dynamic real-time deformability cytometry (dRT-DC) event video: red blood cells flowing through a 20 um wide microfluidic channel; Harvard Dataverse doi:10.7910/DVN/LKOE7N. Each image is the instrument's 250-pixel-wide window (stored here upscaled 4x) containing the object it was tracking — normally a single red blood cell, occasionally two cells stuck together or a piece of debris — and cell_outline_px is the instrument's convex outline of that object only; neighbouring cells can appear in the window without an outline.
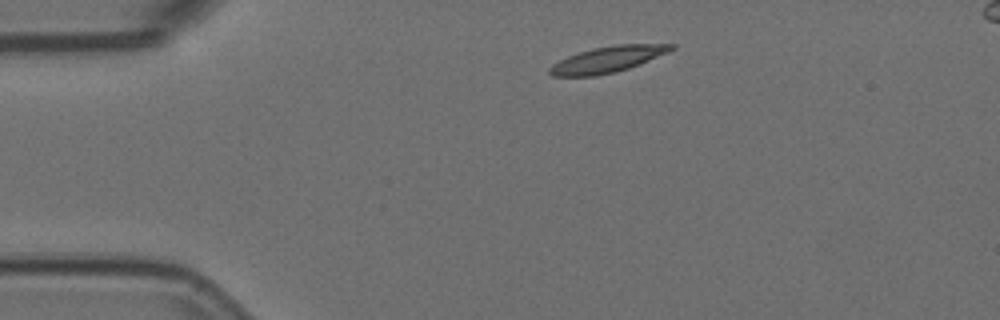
{"species": "Egyptian fruit bat (a non-hibernating species)", "species_latin": "Rousettus aegyptiacus", "temperature_condition": "room temperature", "stored_images_in_passage": 4, "camera_frame_rate_fps": 3000, "um_per_image_px": 0.085, "animal": {"sex": "female"}, "frame": {"image": 1, "passage_image": 1, "time_ms": 0.0, "image_size_px": [1000, 320], "cell_outline_px": [[676, 48], [668, 52], [640, 64], [628, 68], [596, 76], [552, 76], [548, 72], [548, 68], [552, 64], [568, 56], [580, 52], [596, 48], [616, 44], [676, 44]], "centroid_in_image_um": [51.65, 5.05], "position_along_channel_um": 33.4, "area_um2": 18.26}}
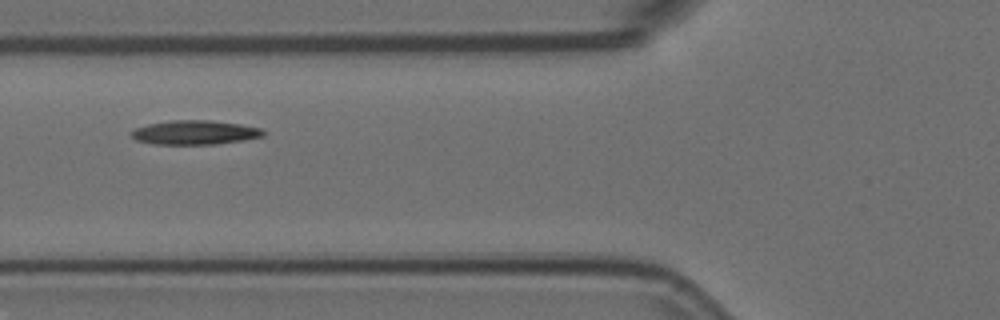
{"frame": {"image": 2, "passage_image": 4, "time_ms": 1.0, "image_size_px": [1000, 320], "cell_outline_px": [[268, 132], [264, 136], [244, 140], [216, 144], [152, 144], [136, 140], [132, 136], [132, 132], [136, 128], [148, 124], [172, 120], [212, 120], [240, 124], [260, 128]], "centroid_in_image_um": [16.61, 11.26], "position_along_channel_um": 109.2, "area_um2": 18.61}}